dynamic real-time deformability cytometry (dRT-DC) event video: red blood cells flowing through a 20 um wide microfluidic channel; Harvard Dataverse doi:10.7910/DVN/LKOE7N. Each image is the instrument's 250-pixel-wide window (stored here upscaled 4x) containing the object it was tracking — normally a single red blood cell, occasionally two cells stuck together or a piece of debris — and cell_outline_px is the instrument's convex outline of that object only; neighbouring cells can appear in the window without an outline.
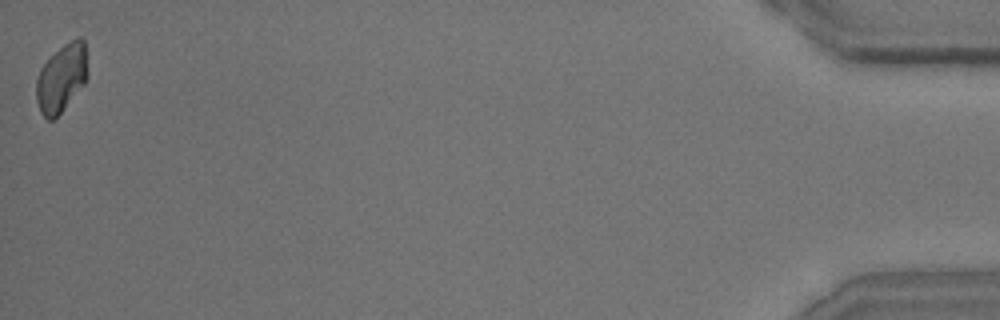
{"species": "common noctule bat (a hibernating species)", "species_latin": "Nyctalus noctula", "temperature_condition": "room temperature", "stored_images_in_passage": 14, "camera_frame_rate_fps": 3000, "um_per_image_px": 0.085, "animal": {"sex": "male", "body_mass_g": 15.6}, "frame": {"image": 1, "passage_image": 14, "time_ms": 4.333, "image_size_px": [1000, 320], "cell_outline_px": [[88, 76], [84, 84], [60, 112], [52, 120], [48, 120], [40, 112], [36, 100], [36, 80], [40, 68], [64, 44], [76, 36], [80, 36], [84, 40], [88, 72]], "centroid_in_image_um": [5.24, 6.61], "position_along_channel_um": 430.0, "area_um2": 20.17}}